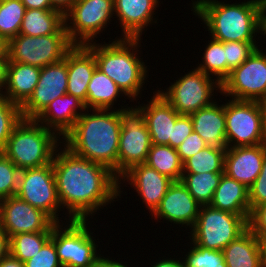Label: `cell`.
<instances>
[{"instance_id":"cell-39","label":"cell","mask_w":266,"mask_h":267,"mask_svg":"<svg viewBox=\"0 0 266 267\" xmlns=\"http://www.w3.org/2000/svg\"><path fill=\"white\" fill-rule=\"evenodd\" d=\"M259 42H224L227 59V77L230 71L241 65L258 47Z\"/></svg>"},{"instance_id":"cell-3","label":"cell","mask_w":266,"mask_h":267,"mask_svg":"<svg viewBox=\"0 0 266 267\" xmlns=\"http://www.w3.org/2000/svg\"><path fill=\"white\" fill-rule=\"evenodd\" d=\"M259 1L225 3L218 0L192 1L191 11L205 24L217 41L257 42L259 33Z\"/></svg>"},{"instance_id":"cell-20","label":"cell","mask_w":266,"mask_h":267,"mask_svg":"<svg viewBox=\"0 0 266 267\" xmlns=\"http://www.w3.org/2000/svg\"><path fill=\"white\" fill-rule=\"evenodd\" d=\"M159 4V0H114L115 16L122 28L119 38L141 39L147 26L157 23L154 12Z\"/></svg>"},{"instance_id":"cell-32","label":"cell","mask_w":266,"mask_h":267,"mask_svg":"<svg viewBox=\"0 0 266 267\" xmlns=\"http://www.w3.org/2000/svg\"><path fill=\"white\" fill-rule=\"evenodd\" d=\"M202 54L203 64L200 63L195 68L222 84L227 78V59L224 51V42L211 38L210 41L208 40V44L205 46Z\"/></svg>"},{"instance_id":"cell-8","label":"cell","mask_w":266,"mask_h":267,"mask_svg":"<svg viewBox=\"0 0 266 267\" xmlns=\"http://www.w3.org/2000/svg\"><path fill=\"white\" fill-rule=\"evenodd\" d=\"M72 46L64 24L55 34L46 36L18 34L8 42V59L43 68L62 60Z\"/></svg>"},{"instance_id":"cell-10","label":"cell","mask_w":266,"mask_h":267,"mask_svg":"<svg viewBox=\"0 0 266 267\" xmlns=\"http://www.w3.org/2000/svg\"><path fill=\"white\" fill-rule=\"evenodd\" d=\"M114 14V0H77L64 15L68 39L73 45L94 42Z\"/></svg>"},{"instance_id":"cell-31","label":"cell","mask_w":266,"mask_h":267,"mask_svg":"<svg viewBox=\"0 0 266 267\" xmlns=\"http://www.w3.org/2000/svg\"><path fill=\"white\" fill-rule=\"evenodd\" d=\"M224 173H183L181 182L202 206L209 205Z\"/></svg>"},{"instance_id":"cell-55","label":"cell","mask_w":266,"mask_h":267,"mask_svg":"<svg viewBox=\"0 0 266 267\" xmlns=\"http://www.w3.org/2000/svg\"><path fill=\"white\" fill-rule=\"evenodd\" d=\"M263 114V125L266 132V96L259 101Z\"/></svg>"},{"instance_id":"cell-15","label":"cell","mask_w":266,"mask_h":267,"mask_svg":"<svg viewBox=\"0 0 266 267\" xmlns=\"http://www.w3.org/2000/svg\"><path fill=\"white\" fill-rule=\"evenodd\" d=\"M55 224L43 210L31 206L16 195L0 202V227L9 239L20 233L52 232Z\"/></svg>"},{"instance_id":"cell-37","label":"cell","mask_w":266,"mask_h":267,"mask_svg":"<svg viewBox=\"0 0 266 267\" xmlns=\"http://www.w3.org/2000/svg\"><path fill=\"white\" fill-rule=\"evenodd\" d=\"M21 120V107L0 93V151L6 146L13 129Z\"/></svg>"},{"instance_id":"cell-44","label":"cell","mask_w":266,"mask_h":267,"mask_svg":"<svg viewBox=\"0 0 266 267\" xmlns=\"http://www.w3.org/2000/svg\"><path fill=\"white\" fill-rule=\"evenodd\" d=\"M248 229L258 238L266 235V203L254 207L250 211Z\"/></svg>"},{"instance_id":"cell-13","label":"cell","mask_w":266,"mask_h":267,"mask_svg":"<svg viewBox=\"0 0 266 267\" xmlns=\"http://www.w3.org/2000/svg\"><path fill=\"white\" fill-rule=\"evenodd\" d=\"M16 196L31 206L43 210L56 223H62L60 204L52 163L20 171ZM59 212V213H58ZM60 218V219H59Z\"/></svg>"},{"instance_id":"cell-23","label":"cell","mask_w":266,"mask_h":267,"mask_svg":"<svg viewBox=\"0 0 266 267\" xmlns=\"http://www.w3.org/2000/svg\"><path fill=\"white\" fill-rule=\"evenodd\" d=\"M96 67L94 53L86 45H73L67 51V94L80 99L85 107L88 84Z\"/></svg>"},{"instance_id":"cell-49","label":"cell","mask_w":266,"mask_h":267,"mask_svg":"<svg viewBox=\"0 0 266 267\" xmlns=\"http://www.w3.org/2000/svg\"><path fill=\"white\" fill-rule=\"evenodd\" d=\"M9 236L0 227V262L9 254Z\"/></svg>"},{"instance_id":"cell-35","label":"cell","mask_w":266,"mask_h":267,"mask_svg":"<svg viewBox=\"0 0 266 267\" xmlns=\"http://www.w3.org/2000/svg\"><path fill=\"white\" fill-rule=\"evenodd\" d=\"M25 10L21 0H0V36L7 42L20 33Z\"/></svg>"},{"instance_id":"cell-21","label":"cell","mask_w":266,"mask_h":267,"mask_svg":"<svg viewBox=\"0 0 266 267\" xmlns=\"http://www.w3.org/2000/svg\"><path fill=\"white\" fill-rule=\"evenodd\" d=\"M265 153L266 143L227 148L224 173L249 188L261 172Z\"/></svg>"},{"instance_id":"cell-34","label":"cell","mask_w":266,"mask_h":267,"mask_svg":"<svg viewBox=\"0 0 266 267\" xmlns=\"http://www.w3.org/2000/svg\"><path fill=\"white\" fill-rule=\"evenodd\" d=\"M52 232L20 233L9 240V253L22 262H26L51 238Z\"/></svg>"},{"instance_id":"cell-7","label":"cell","mask_w":266,"mask_h":267,"mask_svg":"<svg viewBox=\"0 0 266 267\" xmlns=\"http://www.w3.org/2000/svg\"><path fill=\"white\" fill-rule=\"evenodd\" d=\"M247 228L248 223L242 216L202 205L194 227L187 233L195 245L222 251Z\"/></svg>"},{"instance_id":"cell-50","label":"cell","mask_w":266,"mask_h":267,"mask_svg":"<svg viewBox=\"0 0 266 267\" xmlns=\"http://www.w3.org/2000/svg\"><path fill=\"white\" fill-rule=\"evenodd\" d=\"M130 265H127V262L123 264L122 261H114V258L111 259L110 257L106 258L104 257V255H102L101 260L97 263V265L95 267H129ZM131 267V266H130Z\"/></svg>"},{"instance_id":"cell-46","label":"cell","mask_w":266,"mask_h":267,"mask_svg":"<svg viewBox=\"0 0 266 267\" xmlns=\"http://www.w3.org/2000/svg\"><path fill=\"white\" fill-rule=\"evenodd\" d=\"M259 34L266 37V0L259 1Z\"/></svg>"},{"instance_id":"cell-41","label":"cell","mask_w":266,"mask_h":267,"mask_svg":"<svg viewBox=\"0 0 266 267\" xmlns=\"http://www.w3.org/2000/svg\"><path fill=\"white\" fill-rule=\"evenodd\" d=\"M250 211L261 204L266 203V153L264 156L261 172L257 179L248 188Z\"/></svg>"},{"instance_id":"cell-52","label":"cell","mask_w":266,"mask_h":267,"mask_svg":"<svg viewBox=\"0 0 266 267\" xmlns=\"http://www.w3.org/2000/svg\"><path fill=\"white\" fill-rule=\"evenodd\" d=\"M8 62L9 59H0V93L3 92V89L6 84Z\"/></svg>"},{"instance_id":"cell-9","label":"cell","mask_w":266,"mask_h":267,"mask_svg":"<svg viewBox=\"0 0 266 267\" xmlns=\"http://www.w3.org/2000/svg\"><path fill=\"white\" fill-rule=\"evenodd\" d=\"M215 90V92H214ZM179 113L190 115L213 104L214 94L221 93V84L196 68L185 73L166 90H157ZM213 93V94H212Z\"/></svg>"},{"instance_id":"cell-5","label":"cell","mask_w":266,"mask_h":267,"mask_svg":"<svg viewBox=\"0 0 266 267\" xmlns=\"http://www.w3.org/2000/svg\"><path fill=\"white\" fill-rule=\"evenodd\" d=\"M62 139L35 119H24L15 126L1 150L21 171L39 168L53 161Z\"/></svg>"},{"instance_id":"cell-14","label":"cell","mask_w":266,"mask_h":267,"mask_svg":"<svg viewBox=\"0 0 266 267\" xmlns=\"http://www.w3.org/2000/svg\"><path fill=\"white\" fill-rule=\"evenodd\" d=\"M151 138L144 118L133 107L122 111V126L118 145V178L137 164L145 163Z\"/></svg>"},{"instance_id":"cell-51","label":"cell","mask_w":266,"mask_h":267,"mask_svg":"<svg viewBox=\"0 0 266 267\" xmlns=\"http://www.w3.org/2000/svg\"><path fill=\"white\" fill-rule=\"evenodd\" d=\"M0 267H25L24 262L13 257L10 253L0 262Z\"/></svg>"},{"instance_id":"cell-19","label":"cell","mask_w":266,"mask_h":267,"mask_svg":"<svg viewBox=\"0 0 266 267\" xmlns=\"http://www.w3.org/2000/svg\"><path fill=\"white\" fill-rule=\"evenodd\" d=\"M146 104L138 103L135 109L141 114L150 134L151 143L169 145L175 121L180 115L172 105L156 90Z\"/></svg>"},{"instance_id":"cell-16","label":"cell","mask_w":266,"mask_h":267,"mask_svg":"<svg viewBox=\"0 0 266 267\" xmlns=\"http://www.w3.org/2000/svg\"><path fill=\"white\" fill-rule=\"evenodd\" d=\"M67 52L59 62L41 68L34 93L21 107L22 118L35 119L55 98L67 93Z\"/></svg>"},{"instance_id":"cell-22","label":"cell","mask_w":266,"mask_h":267,"mask_svg":"<svg viewBox=\"0 0 266 267\" xmlns=\"http://www.w3.org/2000/svg\"><path fill=\"white\" fill-rule=\"evenodd\" d=\"M85 110L80 99L66 93L50 102L35 120L62 139Z\"/></svg>"},{"instance_id":"cell-24","label":"cell","mask_w":266,"mask_h":267,"mask_svg":"<svg viewBox=\"0 0 266 267\" xmlns=\"http://www.w3.org/2000/svg\"><path fill=\"white\" fill-rule=\"evenodd\" d=\"M215 101L208 107L190 114L193 131L198 133L208 146L227 149L225 103Z\"/></svg>"},{"instance_id":"cell-30","label":"cell","mask_w":266,"mask_h":267,"mask_svg":"<svg viewBox=\"0 0 266 267\" xmlns=\"http://www.w3.org/2000/svg\"><path fill=\"white\" fill-rule=\"evenodd\" d=\"M145 164L156 169L160 174L167 176L172 181H180L182 178L183 162L177 153V149L169 145L152 144Z\"/></svg>"},{"instance_id":"cell-53","label":"cell","mask_w":266,"mask_h":267,"mask_svg":"<svg viewBox=\"0 0 266 267\" xmlns=\"http://www.w3.org/2000/svg\"><path fill=\"white\" fill-rule=\"evenodd\" d=\"M0 59H8V42L0 36Z\"/></svg>"},{"instance_id":"cell-42","label":"cell","mask_w":266,"mask_h":267,"mask_svg":"<svg viewBox=\"0 0 266 267\" xmlns=\"http://www.w3.org/2000/svg\"><path fill=\"white\" fill-rule=\"evenodd\" d=\"M193 123L190 115L180 114L175 121L172 139H169V146L177 149L180 144L192 133Z\"/></svg>"},{"instance_id":"cell-43","label":"cell","mask_w":266,"mask_h":267,"mask_svg":"<svg viewBox=\"0 0 266 267\" xmlns=\"http://www.w3.org/2000/svg\"><path fill=\"white\" fill-rule=\"evenodd\" d=\"M207 143L202 139V137L192 131V133L180 144L177 148V153L180 156L182 162L197 154L199 151L203 150Z\"/></svg>"},{"instance_id":"cell-38","label":"cell","mask_w":266,"mask_h":267,"mask_svg":"<svg viewBox=\"0 0 266 267\" xmlns=\"http://www.w3.org/2000/svg\"><path fill=\"white\" fill-rule=\"evenodd\" d=\"M19 175L17 166L0 151V200L16 195Z\"/></svg>"},{"instance_id":"cell-33","label":"cell","mask_w":266,"mask_h":267,"mask_svg":"<svg viewBox=\"0 0 266 267\" xmlns=\"http://www.w3.org/2000/svg\"><path fill=\"white\" fill-rule=\"evenodd\" d=\"M226 149L206 146L183 162V173H224Z\"/></svg>"},{"instance_id":"cell-6","label":"cell","mask_w":266,"mask_h":267,"mask_svg":"<svg viewBox=\"0 0 266 267\" xmlns=\"http://www.w3.org/2000/svg\"><path fill=\"white\" fill-rule=\"evenodd\" d=\"M63 222L53 226L50 238L55 244L61 265L63 267H95L101 260L102 254H99L96 249L99 245L95 243L96 239L90 231L88 220Z\"/></svg>"},{"instance_id":"cell-29","label":"cell","mask_w":266,"mask_h":267,"mask_svg":"<svg viewBox=\"0 0 266 267\" xmlns=\"http://www.w3.org/2000/svg\"><path fill=\"white\" fill-rule=\"evenodd\" d=\"M64 24V15L60 11L26 9L19 34L32 37L55 34Z\"/></svg>"},{"instance_id":"cell-4","label":"cell","mask_w":266,"mask_h":267,"mask_svg":"<svg viewBox=\"0 0 266 267\" xmlns=\"http://www.w3.org/2000/svg\"><path fill=\"white\" fill-rule=\"evenodd\" d=\"M141 40L116 37L108 44L96 43V40L86 44L94 53L97 68L117 84L127 99H132L129 102L141 98L149 76V68L139 55Z\"/></svg>"},{"instance_id":"cell-47","label":"cell","mask_w":266,"mask_h":267,"mask_svg":"<svg viewBox=\"0 0 266 267\" xmlns=\"http://www.w3.org/2000/svg\"><path fill=\"white\" fill-rule=\"evenodd\" d=\"M149 267H184L182 259L180 258H163L162 260L160 259L159 261L157 260L156 263L153 261V265L151 263V266Z\"/></svg>"},{"instance_id":"cell-11","label":"cell","mask_w":266,"mask_h":267,"mask_svg":"<svg viewBox=\"0 0 266 267\" xmlns=\"http://www.w3.org/2000/svg\"><path fill=\"white\" fill-rule=\"evenodd\" d=\"M225 125L227 148L266 143L263 114L258 101H226Z\"/></svg>"},{"instance_id":"cell-18","label":"cell","mask_w":266,"mask_h":267,"mask_svg":"<svg viewBox=\"0 0 266 267\" xmlns=\"http://www.w3.org/2000/svg\"><path fill=\"white\" fill-rule=\"evenodd\" d=\"M200 207L201 205L181 181H173L159 207L151 216L158 222L159 219H164L166 222L177 224L179 227L185 226L191 230L196 223Z\"/></svg>"},{"instance_id":"cell-12","label":"cell","mask_w":266,"mask_h":267,"mask_svg":"<svg viewBox=\"0 0 266 267\" xmlns=\"http://www.w3.org/2000/svg\"><path fill=\"white\" fill-rule=\"evenodd\" d=\"M221 95L235 100L260 101L266 96V51L258 47L221 84Z\"/></svg>"},{"instance_id":"cell-25","label":"cell","mask_w":266,"mask_h":267,"mask_svg":"<svg viewBox=\"0 0 266 267\" xmlns=\"http://www.w3.org/2000/svg\"><path fill=\"white\" fill-rule=\"evenodd\" d=\"M41 68L24 63L8 62L6 84L2 94L22 107L34 93Z\"/></svg>"},{"instance_id":"cell-28","label":"cell","mask_w":266,"mask_h":267,"mask_svg":"<svg viewBox=\"0 0 266 267\" xmlns=\"http://www.w3.org/2000/svg\"><path fill=\"white\" fill-rule=\"evenodd\" d=\"M122 96L126 95L117 84L96 67L87 88L86 109L113 110Z\"/></svg>"},{"instance_id":"cell-2","label":"cell","mask_w":266,"mask_h":267,"mask_svg":"<svg viewBox=\"0 0 266 267\" xmlns=\"http://www.w3.org/2000/svg\"><path fill=\"white\" fill-rule=\"evenodd\" d=\"M120 106L114 110L86 109L62 138L63 146L72 153L106 166L117 177L122 111L133 108Z\"/></svg>"},{"instance_id":"cell-40","label":"cell","mask_w":266,"mask_h":267,"mask_svg":"<svg viewBox=\"0 0 266 267\" xmlns=\"http://www.w3.org/2000/svg\"><path fill=\"white\" fill-rule=\"evenodd\" d=\"M25 267H63L59 262L54 242L49 239L32 258L24 262Z\"/></svg>"},{"instance_id":"cell-17","label":"cell","mask_w":266,"mask_h":267,"mask_svg":"<svg viewBox=\"0 0 266 267\" xmlns=\"http://www.w3.org/2000/svg\"><path fill=\"white\" fill-rule=\"evenodd\" d=\"M121 181L131 185L130 187L133 186L132 188L136 190L143 204L149 210V214L151 212L150 215L159 207L168 187L173 182L145 163L132 166L119 177V198H121L123 192L121 189H124L121 187L123 186Z\"/></svg>"},{"instance_id":"cell-27","label":"cell","mask_w":266,"mask_h":267,"mask_svg":"<svg viewBox=\"0 0 266 267\" xmlns=\"http://www.w3.org/2000/svg\"><path fill=\"white\" fill-rule=\"evenodd\" d=\"M222 251L227 267H265L260 239L248 228Z\"/></svg>"},{"instance_id":"cell-48","label":"cell","mask_w":266,"mask_h":267,"mask_svg":"<svg viewBox=\"0 0 266 267\" xmlns=\"http://www.w3.org/2000/svg\"><path fill=\"white\" fill-rule=\"evenodd\" d=\"M52 7L65 15L77 0H50Z\"/></svg>"},{"instance_id":"cell-1","label":"cell","mask_w":266,"mask_h":267,"mask_svg":"<svg viewBox=\"0 0 266 267\" xmlns=\"http://www.w3.org/2000/svg\"><path fill=\"white\" fill-rule=\"evenodd\" d=\"M52 165L67 220L92 219L97 211L118 201L119 178L106 166L77 156L63 144L57 148Z\"/></svg>"},{"instance_id":"cell-26","label":"cell","mask_w":266,"mask_h":267,"mask_svg":"<svg viewBox=\"0 0 266 267\" xmlns=\"http://www.w3.org/2000/svg\"><path fill=\"white\" fill-rule=\"evenodd\" d=\"M209 205L238 214L248 222L250 215L248 187L224 173Z\"/></svg>"},{"instance_id":"cell-54","label":"cell","mask_w":266,"mask_h":267,"mask_svg":"<svg viewBox=\"0 0 266 267\" xmlns=\"http://www.w3.org/2000/svg\"><path fill=\"white\" fill-rule=\"evenodd\" d=\"M259 239L261 244L263 263L264 266L266 267V235H261Z\"/></svg>"},{"instance_id":"cell-36","label":"cell","mask_w":266,"mask_h":267,"mask_svg":"<svg viewBox=\"0 0 266 267\" xmlns=\"http://www.w3.org/2000/svg\"><path fill=\"white\" fill-rule=\"evenodd\" d=\"M190 244L191 249L182 258L184 267H227L223 251Z\"/></svg>"},{"instance_id":"cell-45","label":"cell","mask_w":266,"mask_h":267,"mask_svg":"<svg viewBox=\"0 0 266 267\" xmlns=\"http://www.w3.org/2000/svg\"><path fill=\"white\" fill-rule=\"evenodd\" d=\"M26 9L55 10L50 0H21Z\"/></svg>"}]
</instances>
